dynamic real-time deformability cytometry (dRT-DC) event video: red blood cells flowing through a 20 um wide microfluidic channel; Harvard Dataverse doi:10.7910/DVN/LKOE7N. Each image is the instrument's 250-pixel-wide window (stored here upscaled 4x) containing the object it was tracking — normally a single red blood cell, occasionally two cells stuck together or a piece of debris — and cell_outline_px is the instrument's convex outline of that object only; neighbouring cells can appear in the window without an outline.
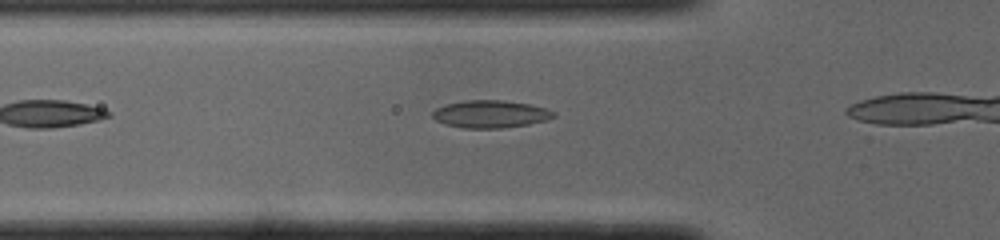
{"species": "common noctule bat (a hibernating species)", "species_latin": "Nyctalus noctula", "temperature_condition": "cold", "stored_images_in_passage": 4, "camera_frame_rate_fps": 3000, "um_per_image_px": 0.085, "animal": {"sex": "male", "body_mass_g": 19.0, "forearm_length_mm": 50.8}, "frame": {"image": 1, "passage_image": 2, "time_ms": 0.333, "image_size_px": [1000, 240], "cell_outline_px": [[556, 116], [548, 120], [528, 124], [500, 128], [464, 128], [448, 124], [436, 120], [432, 116], [432, 112], [436, 108], [444, 104], [464, 100], [504, 100], [528, 104], [544, 108], [556, 112]], "centroid_in_image_um": [41.69, 9.68], "position_along_channel_um": 84.1, "area_um2": 19.36}}